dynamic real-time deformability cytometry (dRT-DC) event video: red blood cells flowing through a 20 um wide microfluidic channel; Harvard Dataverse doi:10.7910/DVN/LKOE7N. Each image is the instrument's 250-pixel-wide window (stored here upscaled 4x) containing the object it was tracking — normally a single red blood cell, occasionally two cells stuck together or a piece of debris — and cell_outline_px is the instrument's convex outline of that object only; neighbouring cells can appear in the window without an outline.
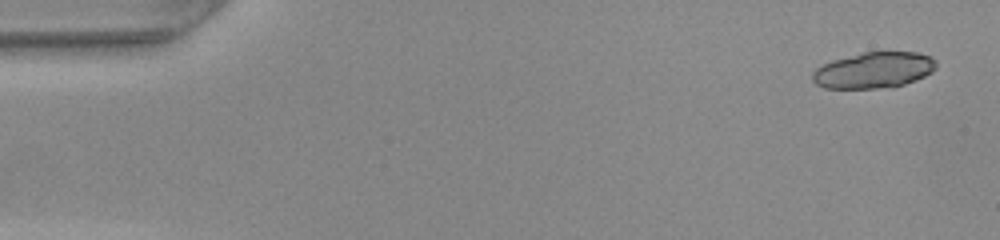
{"species": "common noctule bat (a hibernating species)", "species_latin": "Nyctalus noctula", "temperature_condition": "warm", "stored_images_in_passage": 46, "segment_of_instrument_passage": [1, 2], "camera_frame_rate_fps": 3000, "um_per_image_px": 0.085, "animal": {"sex": "female", "body_mass_g": 22.0, "forearm_length_mm": 56.7}, "frame": {"image": 1, "passage_image": 1, "time_ms": 0.0, "image_size_px": [1000, 240], "cell_outline_px": [[936, 68], [932, 72], [916, 80], [892, 88], [824, 88], [816, 84], [812, 80], [812, 72], [820, 64], [832, 60], [864, 52], [916, 52], [932, 56], [936, 60]], "centroid_in_image_um": [74.27, 5.97], "position_along_channel_um": 10.7, "area_um2": 26.24}}
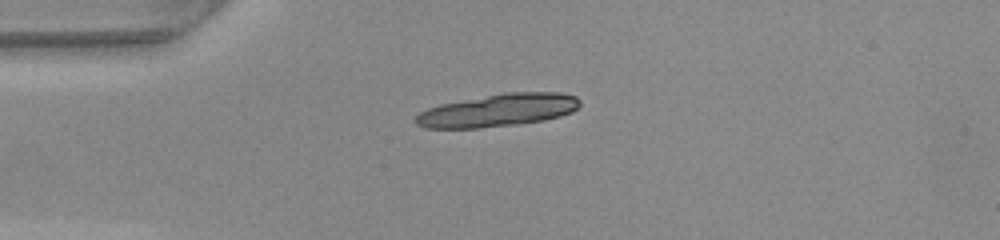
{"frame": {"image": 2, "passage_image": 11, "time_ms": 3.333, "image_size_px": [1000, 240], "cell_outline_px": [[580, 104], [572, 112], [560, 116], [544, 120], [516, 124], [480, 128], [424, 128], [416, 124], [412, 120], [420, 112], [428, 108], [440, 104], [504, 92], [560, 92], [576, 96], [580, 100]], "centroid_in_image_um": [42.32, 9.37], "position_along_channel_um": 42.7, "area_um2": 31.33}}